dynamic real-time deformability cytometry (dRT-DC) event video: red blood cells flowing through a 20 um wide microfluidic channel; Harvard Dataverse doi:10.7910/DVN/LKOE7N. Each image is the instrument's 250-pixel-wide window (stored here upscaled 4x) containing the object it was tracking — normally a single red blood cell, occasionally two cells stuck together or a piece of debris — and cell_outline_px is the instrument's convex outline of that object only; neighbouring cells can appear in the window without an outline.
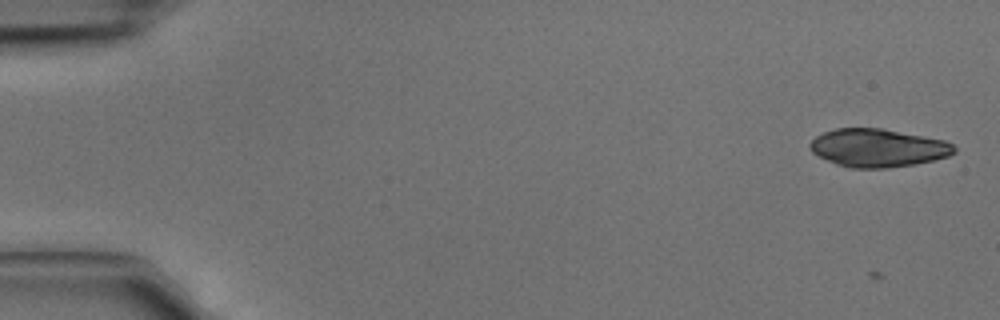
{"species": "common noctule bat (a hibernating species)", "species_latin": "Nyctalus noctula", "temperature_condition": "cold", "stored_images_in_passage": 4, "camera_frame_rate_fps": 3000, "um_per_image_px": 0.085, "animal": {"sex": "male", "body_mass_g": 15.6}, "frame": {"image": 1, "passage_image": 1, "time_ms": 0.0, "image_size_px": [1000, 320], "cell_outline_px": [[956, 152], [948, 156], [916, 164], [888, 168], [852, 168], [836, 164], [812, 152], [808, 144], [816, 136], [824, 132], [836, 128], [880, 128], [924, 136], [944, 140], [952, 144], [956, 148]], "centroid_in_image_um": [74.62, 12.57], "position_along_channel_um": 10.4, "area_um2": 31.91}}